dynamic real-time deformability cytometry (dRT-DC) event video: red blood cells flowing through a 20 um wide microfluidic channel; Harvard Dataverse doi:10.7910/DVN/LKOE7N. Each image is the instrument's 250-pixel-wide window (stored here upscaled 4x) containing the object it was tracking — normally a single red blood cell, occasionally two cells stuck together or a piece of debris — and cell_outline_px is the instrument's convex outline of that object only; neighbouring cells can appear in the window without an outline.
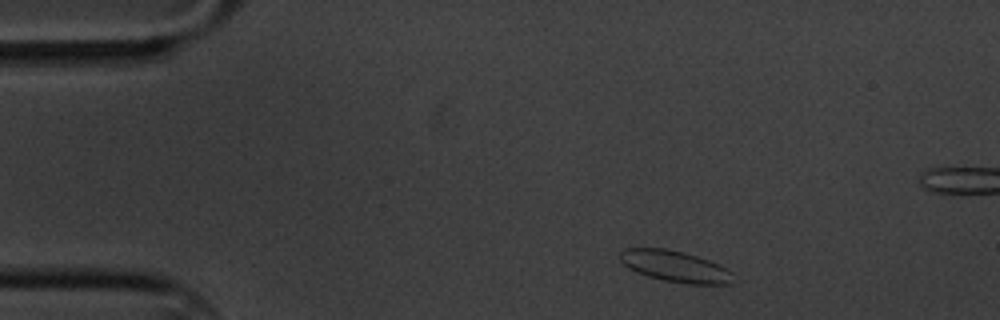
{"species": "common noctule bat (a hibernating species)", "species_latin": "Nyctalus noctula", "temperature_condition": "cold", "stored_images_in_passage": 53, "segment_of_instrument_passage": [1, 2], "camera_frame_rate_fps": 3000, "um_per_image_px": 0.085, "animal": {"sex": "male", "body_mass_g": 20.1, "forearm_length_mm": 53.5}, "frame": {"image": 1, "passage_image": 1, "time_ms": 0.0, "image_size_px": [1000, 320], "cell_outline_px": [[732, 284], [688, 284], [664, 280], [648, 276], [636, 272], [628, 268], [620, 260], [620, 252], [624, 248], [664, 248], [684, 252], [708, 260], [728, 268], [732, 272]], "centroid_in_image_um": [57.38, 22.64], "position_along_channel_um": 27.6, "area_um2": 20.58}}
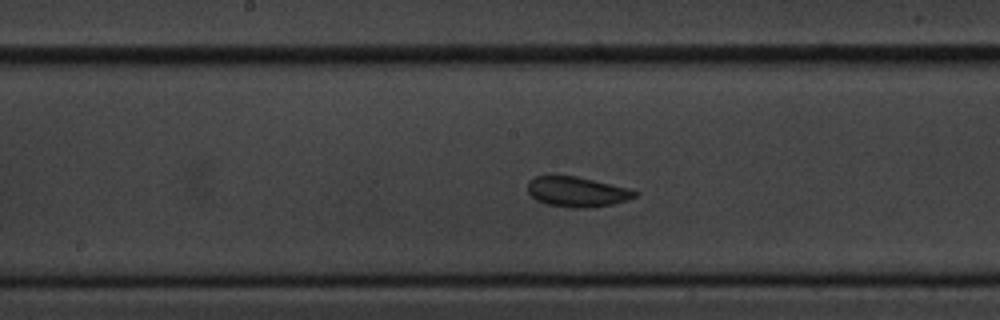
{"frame": {"image": 2, "passage_image": 22, "time_ms": 7.0, "image_size_px": [1000, 320], "cell_outline_px": [[640, 192], [636, 196], [612, 204], [584, 208], [572, 208], [548, 204], [536, 200], [528, 192], [528, 180], [536, 176], [576, 176], [628, 188]], "centroid_in_image_um": [49.02, 16.3], "position_along_channel_um": 199.2, "area_um2": 18.55}}
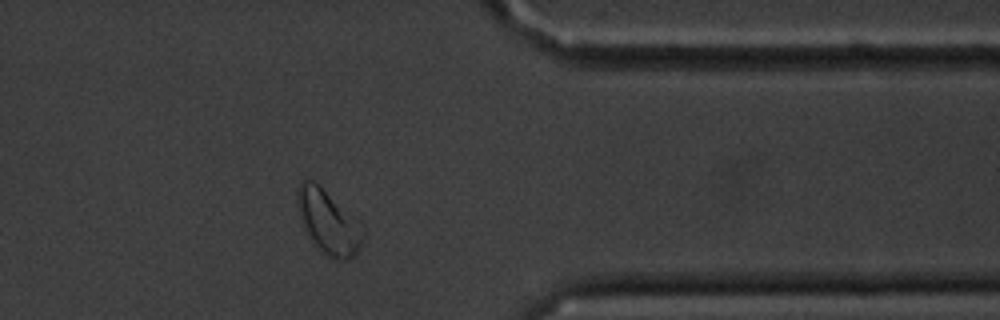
{"frame": {"image": 3, "passage_image": 40, "time_ms": 13.0, "image_size_px": [1000, 320], "cell_outline_px": [[368, 236], [360, 248], [348, 260], [336, 260], [320, 252], [316, 248], [308, 236], [300, 220], [296, 204], [296, 192], [300, 180], [304, 176], [308, 176], [320, 184], [360, 220], [364, 224]], "centroid_in_image_um": [27.93, 18.82], "position_along_channel_um": 383.5, "area_um2": 26.01}}